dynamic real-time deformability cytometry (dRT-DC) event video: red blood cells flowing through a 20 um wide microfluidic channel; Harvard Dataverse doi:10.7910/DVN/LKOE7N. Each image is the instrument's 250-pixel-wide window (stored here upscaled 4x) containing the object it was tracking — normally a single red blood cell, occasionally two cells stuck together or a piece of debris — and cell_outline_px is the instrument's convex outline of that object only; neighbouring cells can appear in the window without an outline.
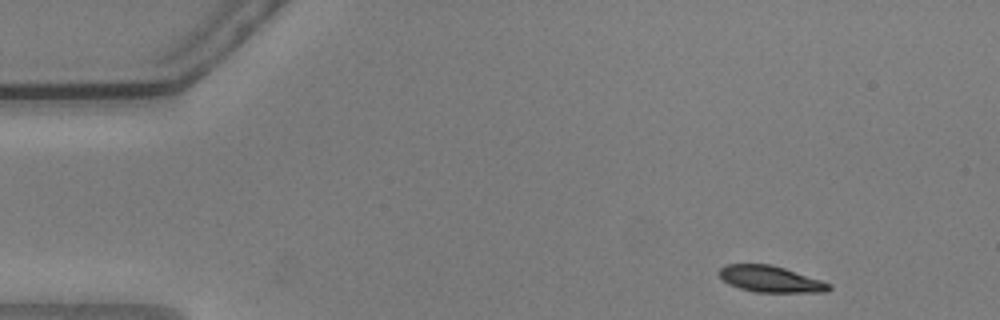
{"species": "common noctule bat (a hibernating species)", "species_latin": "Nyctalus noctula", "temperature_condition": "warm", "stored_images_in_passage": 50, "camera_frame_rate_fps": 3000, "um_per_image_px": 0.085, "animal": {"sex": "male", "body_mass_g": 20.5, "forearm_length_mm": 52.5}, "frame": {"image": 1, "passage_image": 1, "time_ms": 0.0, "image_size_px": [1000, 320], "cell_outline_px": [[832, 288], [828, 292], [756, 292], [740, 288], [728, 284], [720, 276], [720, 268], [728, 264], [768, 264], [784, 268], [832, 284]], "centroid_in_image_um": [65.51, 23.73], "position_along_channel_um": 19.5, "area_um2": 16.65}}
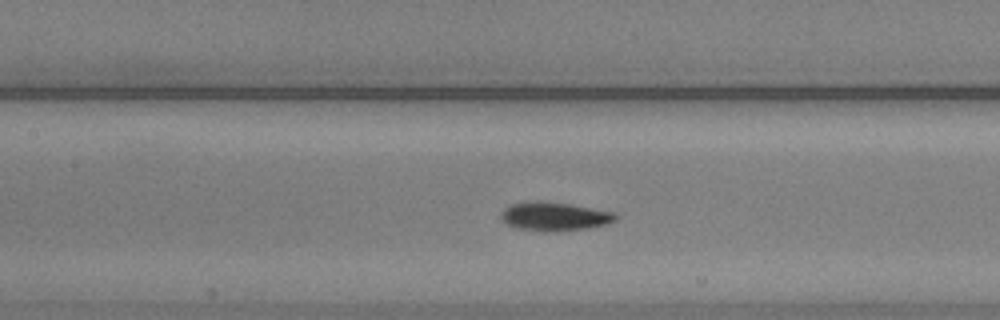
{"frame": {"image": 2, "passage_image": 20, "time_ms": 6.333, "image_size_px": [1000, 320], "cell_outline_px": [[620, 216], [616, 220], [608, 224], [588, 228], [544, 232], [520, 228], [508, 224], [500, 216], [500, 212], [508, 204], [524, 200], [540, 200], [568, 204], [616, 212]], "centroid_in_image_um": [47.13, 18.37], "position_along_channel_um": 160.3, "area_um2": 19.42}}
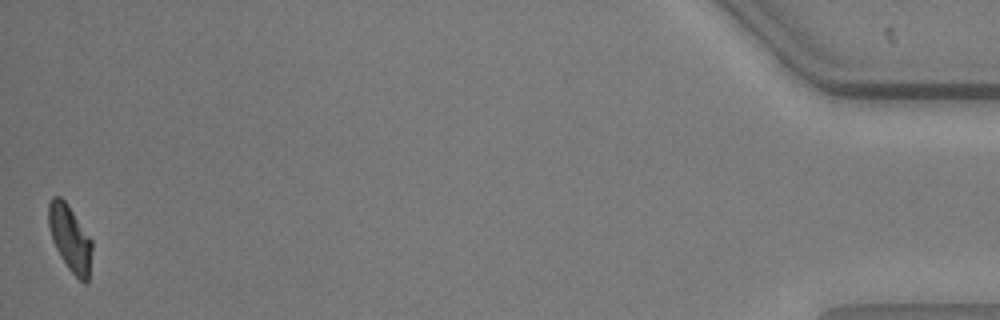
{"frame": {"image": 3, "passage_image": 50, "time_ms": 16.333, "image_size_px": [1000, 320], "cell_outline_px": [[92, 248], [88, 280], [84, 284], [68, 268], [60, 256], [52, 240], [48, 228], [48, 204], [52, 196], [60, 196], [68, 204], [92, 240]], "centroid_in_image_um": [5.93, 20.23], "position_along_channel_um": 429.3, "area_um2": 16.76}, "authors_computed_cell_mechanics": {"area_um2": 17.9758, "velocity_mm_per_s": 3.6417, "shape_relaxation_time_tau1_ms": 3.649, "shape_relaxation_time_tau2_ms": 2.4234, "deformation_change_tau1": 0.159, "deformation_change_tau2": 0.0576}}